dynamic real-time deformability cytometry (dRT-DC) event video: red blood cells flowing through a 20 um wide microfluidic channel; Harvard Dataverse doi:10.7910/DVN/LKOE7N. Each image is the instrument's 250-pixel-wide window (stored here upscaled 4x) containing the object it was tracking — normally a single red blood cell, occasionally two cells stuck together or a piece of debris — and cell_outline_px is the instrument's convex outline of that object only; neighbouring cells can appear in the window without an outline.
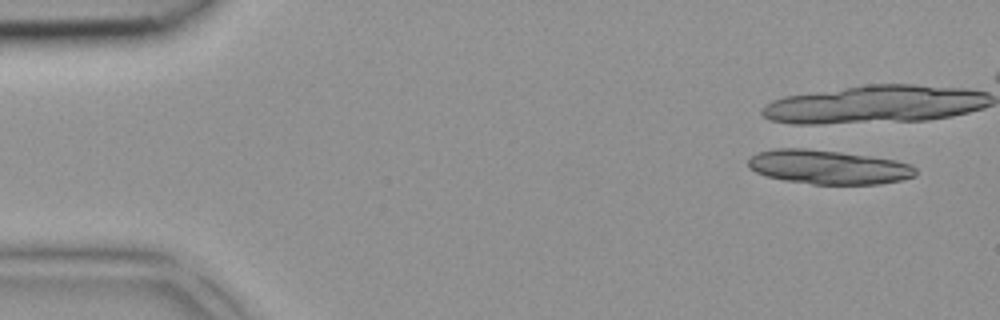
{"species": "common noctule bat (a hibernating species)", "species_latin": "Nyctalus noctula", "temperature_condition": "room temperature", "stored_images_in_passage": 4, "camera_frame_rate_fps": 3000, "um_per_image_px": 0.085, "animal": {"sex": "female", "body_mass_g": 18.4}, "frame": {"image": 1, "passage_image": 1, "time_ms": 0.0, "image_size_px": [1000, 320], "cell_outline_px": [[916, 176], [900, 180], [880, 184], [812, 184], [784, 180], [764, 176], [748, 168], [748, 160], [756, 152], [776, 148], [804, 148], [840, 152], [896, 160], [912, 164], [916, 168]], "centroid_in_image_um": [70.39, 14.2], "position_along_channel_um": 14.6, "area_um2": 33.41}}